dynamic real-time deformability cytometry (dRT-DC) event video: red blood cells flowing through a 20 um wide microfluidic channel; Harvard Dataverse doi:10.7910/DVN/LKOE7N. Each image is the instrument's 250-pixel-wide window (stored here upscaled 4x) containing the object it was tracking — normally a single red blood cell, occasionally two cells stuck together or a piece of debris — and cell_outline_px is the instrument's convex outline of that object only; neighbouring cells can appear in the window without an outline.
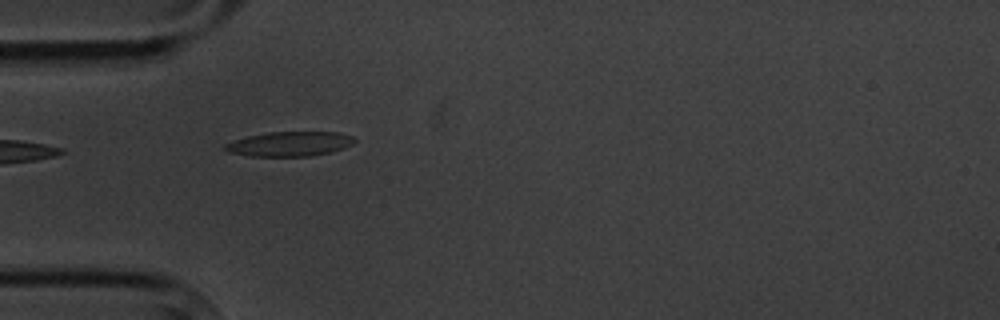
{"species": "common noctule bat (a hibernating species)", "species_latin": "Nyctalus noctula", "temperature_condition": "cold", "stored_images_in_passage": 5, "camera_frame_rate_fps": 3000, "um_per_image_px": 0.085, "animal": {"sex": "male", "body_mass_g": 20.1, "forearm_length_mm": 53.5}, "frame": {"image": 1, "passage_image": 5, "time_ms": 4.667, "image_size_px": [1000, 320], "cell_outline_px": [[356, 140], [352, 144], [344, 148], [332, 152], [308, 156], [248, 156], [228, 152], [220, 148], [224, 144], [248, 136], [268, 132], [340, 132], [352, 136]], "centroid_in_image_um": [24.6, 12.23], "position_along_channel_um": 60.4, "area_um2": 18.67}}